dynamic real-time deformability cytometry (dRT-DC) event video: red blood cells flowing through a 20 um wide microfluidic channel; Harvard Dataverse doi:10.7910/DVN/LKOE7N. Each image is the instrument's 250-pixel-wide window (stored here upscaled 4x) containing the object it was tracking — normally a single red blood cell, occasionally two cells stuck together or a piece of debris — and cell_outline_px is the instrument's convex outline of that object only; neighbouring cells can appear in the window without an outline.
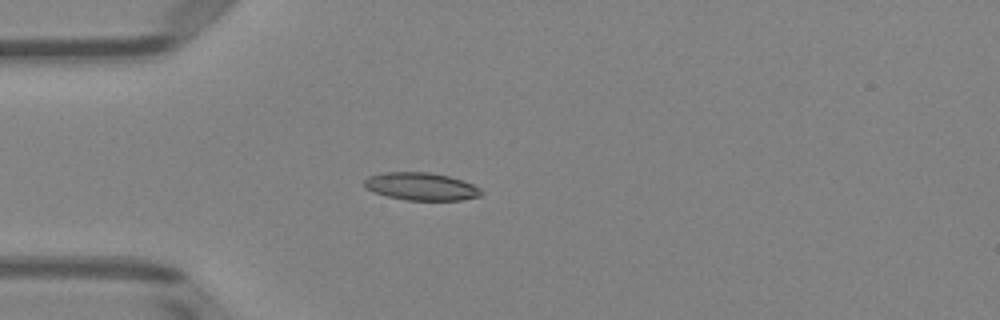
{"species": "Egyptian fruit bat (a non-hibernating species)", "species_latin": "Rousettus aegyptiacus", "temperature_condition": "room temperature", "stored_images_in_passage": 5, "camera_frame_rate_fps": 3000, "um_per_image_px": 0.085, "animal": {"sex": "female"}, "frame": {"image": 1, "passage_image": 4, "time_ms": 4.333, "image_size_px": [1000, 320], "cell_outline_px": [[484, 192], [480, 196], [460, 200], [408, 200], [388, 196], [372, 192], [364, 188], [364, 180], [368, 176], [384, 172], [432, 172], [464, 180], [480, 188]], "centroid_in_image_um": [35.79, 15.84], "position_along_channel_um": 49.2, "area_um2": 19.02}}